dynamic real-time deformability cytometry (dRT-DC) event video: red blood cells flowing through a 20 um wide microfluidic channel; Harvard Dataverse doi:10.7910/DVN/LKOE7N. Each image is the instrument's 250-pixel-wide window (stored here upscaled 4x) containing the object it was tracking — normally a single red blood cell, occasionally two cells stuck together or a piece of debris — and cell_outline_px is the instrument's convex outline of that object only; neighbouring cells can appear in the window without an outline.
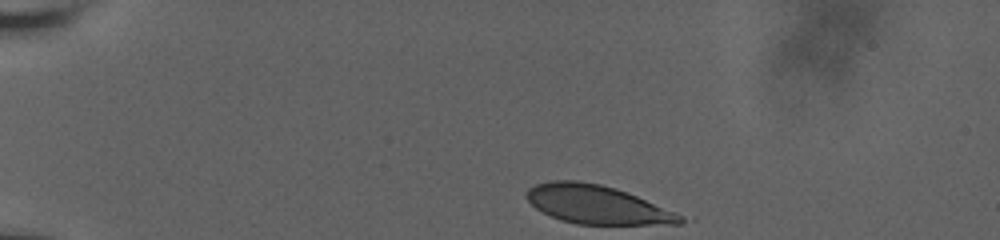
{"species": "human", "species_latin": "Homo sapiens", "temperature_condition": "room temperature", "stored_images_in_passage": 27, "camera_frame_rate_fps": 3000, "um_per_image_px": 0.085, "donor": {"sex": "male"}, "frame": {"image": 1, "passage_image": 1, "time_ms": 0.0, "image_size_px": [1000, 240], "cell_outline_px": [[696, 220], [680, 224], [576, 224], [560, 220], [536, 208], [524, 196], [524, 192], [528, 188], [536, 184], [552, 180], [576, 180], [600, 184], [616, 188], [696, 216]], "centroid_in_image_um": [51.0, 17.4], "position_along_channel_um": 34.0, "area_um2": 35.95}}
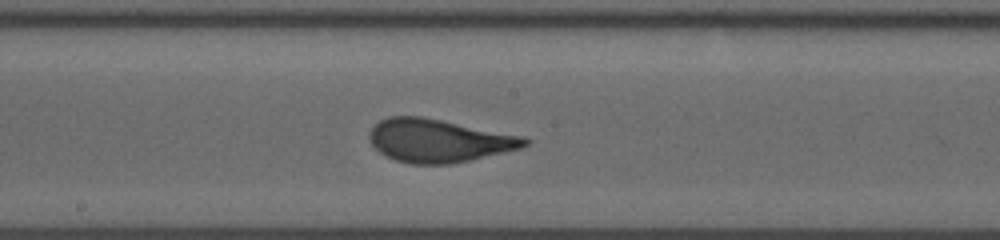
{"frame": {"image": 2, "passage_image": 16, "time_ms": 7.0, "image_size_px": [1000, 240], "cell_outline_px": [[532, 140], [528, 144], [520, 148], [504, 152], [468, 160], [448, 164], [412, 164], [396, 160], [380, 152], [372, 144], [368, 136], [368, 132], [380, 120], [388, 116], [420, 116], [524, 136]], "centroid_in_image_um": [37.28, 11.94], "position_along_channel_um": 210.9, "area_um2": 38.67}}
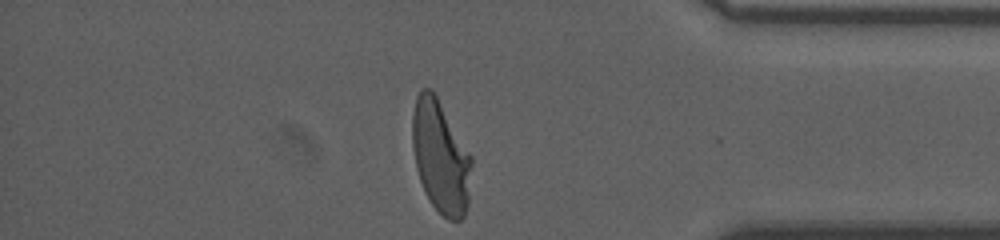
{"frame": {"image": 3, "passage_image": 27, "time_ms": 12.667, "image_size_px": [1000, 240], "cell_outline_px": [[472, 164], [468, 204], [464, 216], [460, 220], [448, 220], [432, 204], [420, 180], [416, 168], [412, 148], [412, 112], [416, 96], [420, 88], [428, 88], [436, 96], [472, 156]], "centroid_in_image_um": [37.44, 13.32], "position_along_channel_um": 397.8, "area_um2": 38.67}, "authors_computed_cell_mechanics": {"area_um2": 38.6682, "velocity_mm_per_s": 3.6415, "shape_relaxation_time_tau1_ms": 5.0116, "shape_relaxation_time_tau2_ms": null, "deformation_change_tau1": 0.179, "deformation_change_tau2": null}}